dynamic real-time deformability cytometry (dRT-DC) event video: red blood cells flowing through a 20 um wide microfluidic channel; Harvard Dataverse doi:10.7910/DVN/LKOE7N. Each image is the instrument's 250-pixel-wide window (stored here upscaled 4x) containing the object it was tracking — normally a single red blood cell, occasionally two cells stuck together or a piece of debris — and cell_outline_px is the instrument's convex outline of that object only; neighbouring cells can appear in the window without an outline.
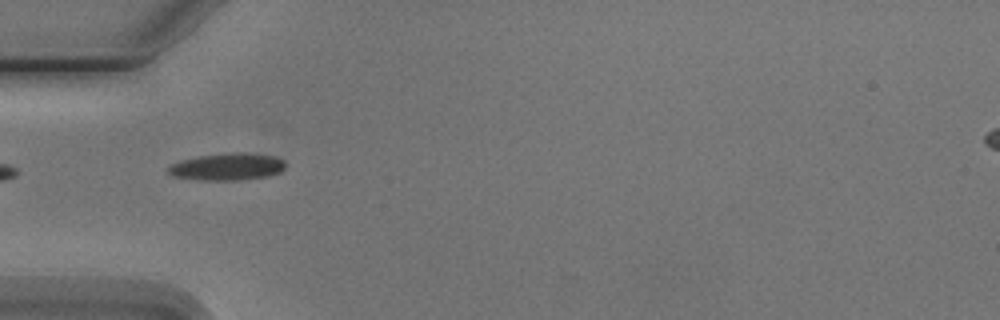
{"species": "Egyptian fruit bat (a non-hibernating species)", "species_latin": "Rousettus aegyptiacus", "temperature_condition": "cold", "stored_images_in_passage": 4, "camera_frame_rate_fps": 3000, "um_per_image_px": 0.085, "animal": {"sex": "male"}, "frame": {"image": 1, "passage_image": 2, "time_ms": 1.0, "image_size_px": [1000, 320], "cell_outline_px": [[284, 168], [280, 172], [268, 176], [236, 180], [200, 180], [172, 176], [168, 172], [168, 168], [172, 164], [180, 160], [200, 156], [232, 152], [244, 152], [276, 156], [284, 160]], "centroid_in_image_um": [19.33, 14.16], "position_along_channel_um": 65.7, "area_um2": 18.5}}
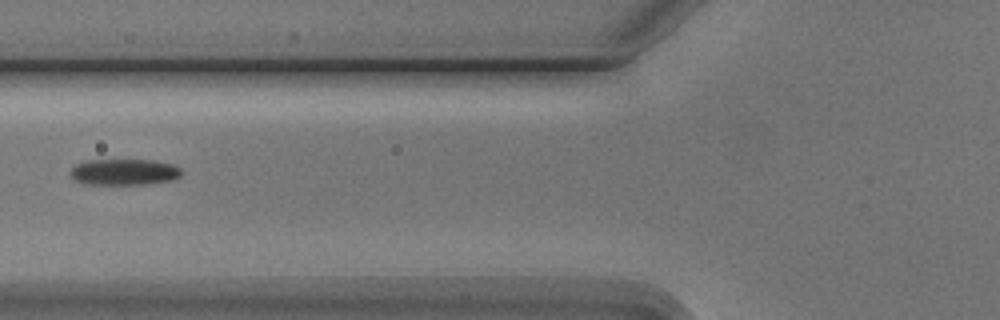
{"frame": {"image": 2, "passage_image": 3, "time_ms": 2.333, "image_size_px": [1000, 320], "cell_outline_px": [[180, 176], [172, 180], [144, 184], [84, 184], [76, 180], [68, 172], [76, 164], [88, 160], [152, 160], [172, 164], [180, 168]], "centroid_in_image_um": [10.53, 14.62], "position_along_channel_um": 115.3, "area_um2": 16.82}}
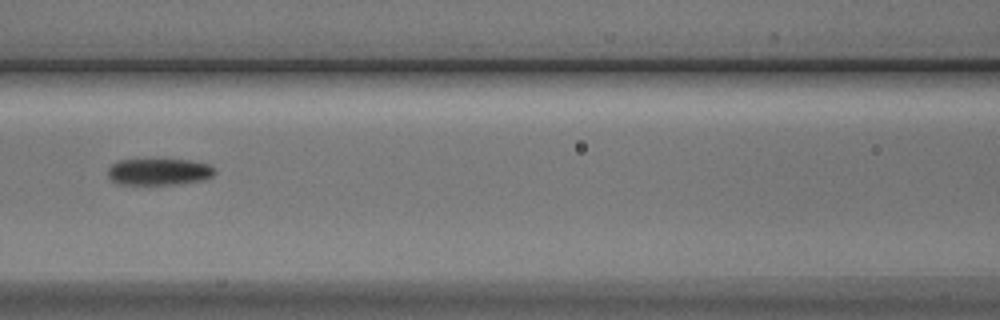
{"frame": {"image": 3, "passage_image": 4, "time_ms": 3.333, "image_size_px": [1000, 320], "cell_outline_px": [[216, 172], [212, 176], [200, 180], [176, 184], [116, 184], [108, 176], [108, 168], [112, 164], [120, 160], [188, 160], [208, 164]], "centroid_in_image_um": [13.47, 14.6], "position_along_channel_um": 153.1, "area_um2": 16.3}}